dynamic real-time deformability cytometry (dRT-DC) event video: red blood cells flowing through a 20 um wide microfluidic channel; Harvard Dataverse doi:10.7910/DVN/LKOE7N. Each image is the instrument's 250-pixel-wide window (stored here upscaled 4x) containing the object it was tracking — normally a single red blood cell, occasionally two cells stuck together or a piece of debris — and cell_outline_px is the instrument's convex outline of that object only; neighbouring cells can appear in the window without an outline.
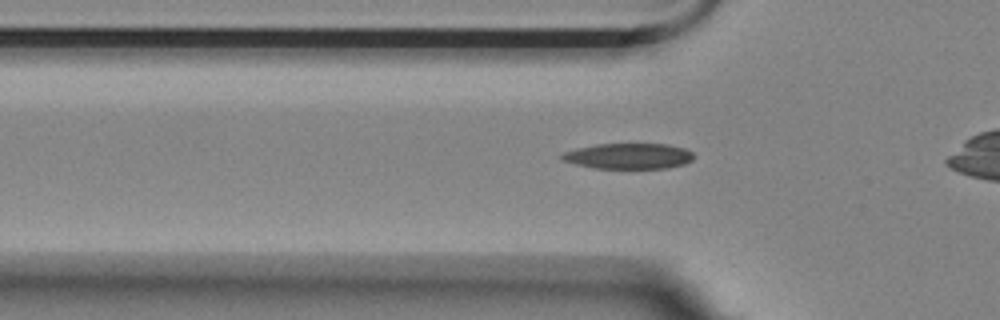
{"species": "Egyptian fruit bat (a non-hibernating species)", "species_latin": "Rousettus aegyptiacus", "temperature_condition": "room temperature", "stored_images_in_passage": 39, "camera_frame_rate_fps": 3000, "um_per_image_px": 0.085, "animal": {"sex": "female"}, "frame": {"image": 1, "passage_image": 11, "time_ms": 3.333, "image_size_px": [1000, 320], "cell_outline_px": [[696, 156], [692, 160], [684, 164], [668, 168], [596, 168], [576, 164], [564, 160], [560, 156], [564, 152], [596, 144], [668, 144], [684, 148], [692, 152]], "centroid_in_image_um": [53.5, 13.26], "position_along_channel_um": 72.3, "area_um2": 19.54}}
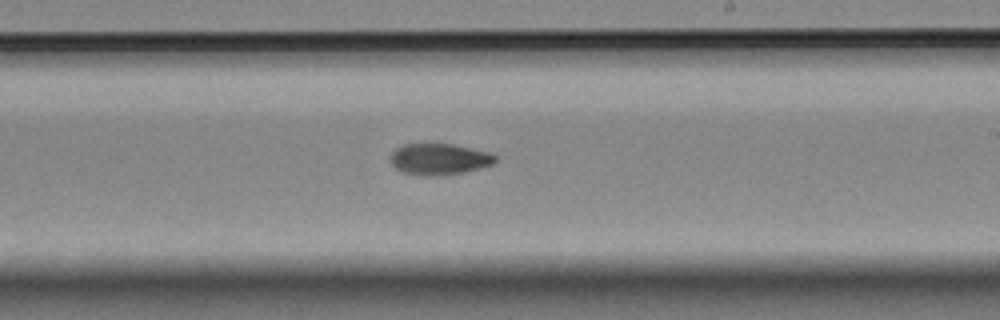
{"frame": {"image": 2, "passage_image": 26, "time_ms": 8.333, "image_size_px": [1000, 320], "cell_outline_px": [[496, 160], [492, 164], [480, 168], [464, 172], [432, 176], [428, 176], [400, 172], [392, 164], [388, 156], [396, 148], [404, 144], [452, 144], [488, 152], [496, 156]], "centroid_in_image_um": [37.29, 13.53], "position_along_channel_um": 251.7, "area_um2": 19.02}}
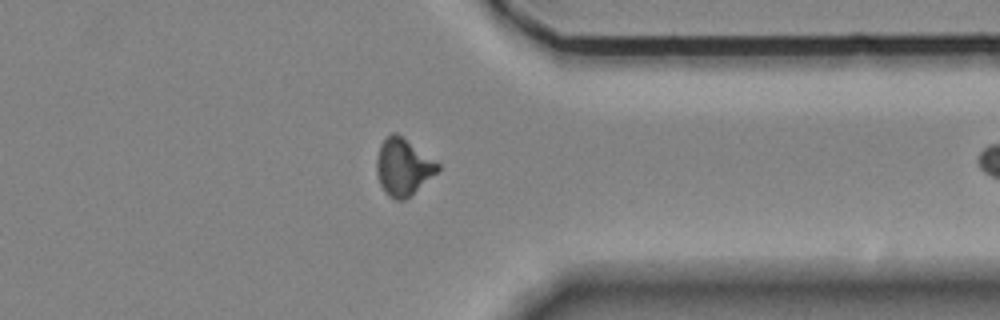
{"frame": {"image": 3, "passage_image": 37, "time_ms": 12.0, "image_size_px": [1000, 320], "cell_outline_px": [[440, 168], [436, 172], [404, 200], [396, 200], [388, 196], [380, 184], [376, 172], [376, 160], [380, 144], [392, 132], [396, 132], [440, 164]], "centroid_in_image_um": [34.23, 14.18], "position_along_channel_um": 377.2, "area_um2": 19.83}}